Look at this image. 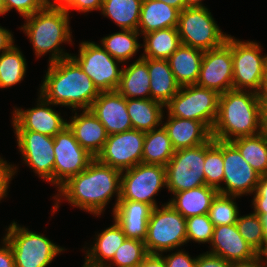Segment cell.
<instances>
[{
	"instance_id": "2e32d148",
	"label": "cell",
	"mask_w": 267,
	"mask_h": 267,
	"mask_svg": "<svg viewBox=\"0 0 267 267\" xmlns=\"http://www.w3.org/2000/svg\"><path fill=\"white\" fill-rule=\"evenodd\" d=\"M18 149L27 164L43 180L54 185V138L33 131H15Z\"/></svg>"
},
{
	"instance_id": "bcb514c9",
	"label": "cell",
	"mask_w": 267,
	"mask_h": 267,
	"mask_svg": "<svg viewBox=\"0 0 267 267\" xmlns=\"http://www.w3.org/2000/svg\"><path fill=\"white\" fill-rule=\"evenodd\" d=\"M196 267H236V265L207 251L197 256Z\"/></svg>"
},
{
	"instance_id": "5bb4252c",
	"label": "cell",
	"mask_w": 267,
	"mask_h": 267,
	"mask_svg": "<svg viewBox=\"0 0 267 267\" xmlns=\"http://www.w3.org/2000/svg\"><path fill=\"white\" fill-rule=\"evenodd\" d=\"M196 85L223 94L233 89L232 36L214 49L204 51Z\"/></svg>"
},
{
	"instance_id": "6f0895ef",
	"label": "cell",
	"mask_w": 267,
	"mask_h": 267,
	"mask_svg": "<svg viewBox=\"0 0 267 267\" xmlns=\"http://www.w3.org/2000/svg\"><path fill=\"white\" fill-rule=\"evenodd\" d=\"M265 237H266V245H265L264 250L259 254V256H260L259 262L264 264V265H267V234H265ZM263 256L265 259L263 258Z\"/></svg>"
},
{
	"instance_id": "f546056e",
	"label": "cell",
	"mask_w": 267,
	"mask_h": 267,
	"mask_svg": "<svg viewBox=\"0 0 267 267\" xmlns=\"http://www.w3.org/2000/svg\"><path fill=\"white\" fill-rule=\"evenodd\" d=\"M165 106L151 98L127 99V112L132 129L148 132L157 129L162 123Z\"/></svg>"
},
{
	"instance_id": "681fc988",
	"label": "cell",
	"mask_w": 267,
	"mask_h": 267,
	"mask_svg": "<svg viewBox=\"0 0 267 267\" xmlns=\"http://www.w3.org/2000/svg\"><path fill=\"white\" fill-rule=\"evenodd\" d=\"M14 45L13 34L0 26V54L9 50Z\"/></svg>"
},
{
	"instance_id": "d590c367",
	"label": "cell",
	"mask_w": 267,
	"mask_h": 267,
	"mask_svg": "<svg viewBox=\"0 0 267 267\" xmlns=\"http://www.w3.org/2000/svg\"><path fill=\"white\" fill-rule=\"evenodd\" d=\"M26 70V59L19 48L13 45L0 54V88L11 87L21 82Z\"/></svg>"
},
{
	"instance_id": "83f0119b",
	"label": "cell",
	"mask_w": 267,
	"mask_h": 267,
	"mask_svg": "<svg viewBox=\"0 0 267 267\" xmlns=\"http://www.w3.org/2000/svg\"><path fill=\"white\" fill-rule=\"evenodd\" d=\"M203 54L202 50L181 44L167 59L176 82L180 86L196 84Z\"/></svg>"
},
{
	"instance_id": "8d00e7d4",
	"label": "cell",
	"mask_w": 267,
	"mask_h": 267,
	"mask_svg": "<svg viewBox=\"0 0 267 267\" xmlns=\"http://www.w3.org/2000/svg\"><path fill=\"white\" fill-rule=\"evenodd\" d=\"M224 161L222 141L212 137L205 143V185L219 190L223 186ZM222 184V185H221Z\"/></svg>"
},
{
	"instance_id": "9a60e30c",
	"label": "cell",
	"mask_w": 267,
	"mask_h": 267,
	"mask_svg": "<svg viewBox=\"0 0 267 267\" xmlns=\"http://www.w3.org/2000/svg\"><path fill=\"white\" fill-rule=\"evenodd\" d=\"M145 132L131 129L107 136V140L96 159L120 171L142 163Z\"/></svg>"
},
{
	"instance_id": "9c48e42d",
	"label": "cell",
	"mask_w": 267,
	"mask_h": 267,
	"mask_svg": "<svg viewBox=\"0 0 267 267\" xmlns=\"http://www.w3.org/2000/svg\"><path fill=\"white\" fill-rule=\"evenodd\" d=\"M164 186H167L166 166L139 163L122 171L119 200L142 202L155 208L158 205L154 196Z\"/></svg>"
},
{
	"instance_id": "f907efd6",
	"label": "cell",
	"mask_w": 267,
	"mask_h": 267,
	"mask_svg": "<svg viewBox=\"0 0 267 267\" xmlns=\"http://www.w3.org/2000/svg\"><path fill=\"white\" fill-rule=\"evenodd\" d=\"M141 267H166L164 258L160 254H148Z\"/></svg>"
},
{
	"instance_id": "680465c9",
	"label": "cell",
	"mask_w": 267,
	"mask_h": 267,
	"mask_svg": "<svg viewBox=\"0 0 267 267\" xmlns=\"http://www.w3.org/2000/svg\"><path fill=\"white\" fill-rule=\"evenodd\" d=\"M7 13L6 7L4 5V1L0 0V15H4Z\"/></svg>"
},
{
	"instance_id": "f1b7e54d",
	"label": "cell",
	"mask_w": 267,
	"mask_h": 267,
	"mask_svg": "<svg viewBox=\"0 0 267 267\" xmlns=\"http://www.w3.org/2000/svg\"><path fill=\"white\" fill-rule=\"evenodd\" d=\"M117 91L126 99L151 98L147 58L140 56L134 63L122 68Z\"/></svg>"
},
{
	"instance_id": "484cf974",
	"label": "cell",
	"mask_w": 267,
	"mask_h": 267,
	"mask_svg": "<svg viewBox=\"0 0 267 267\" xmlns=\"http://www.w3.org/2000/svg\"><path fill=\"white\" fill-rule=\"evenodd\" d=\"M217 193L216 188L202 185L174 193V197L167 203L187 219L192 216L208 214L212 200Z\"/></svg>"
},
{
	"instance_id": "3957f363",
	"label": "cell",
	"mask_w": 267,
	"mask_h": 267,
	"mask_svg": "<svg viewBox=\"0 0 267 267\" xmlns=\"http://www.w3.org/2000/svg\"><path fill=\"white\" fill-rule=\"evenodd\" d=\"M261 132L262 115L257 93L232 89L219 96L218 115L211 130L213 139L231 142Z\"/></svg>"
},
{
	"instance_id": "6125c7cd",
	"label": "cell",
	"mask_w": 267,
	"mask_h": 267,
	"mask_svg": "<svg viewBox=\"0 0 267 267\" xmlns=\"http://www.w3.org/2000/svg\"><path fill=\"white\" fill-rule=\"evenodd\" d=\"M250 267H267V265H264V264L258 262V263L254 264V265H250Z\"/></svg>"
},
{
	"instance_id": "c3c4849f",
	"label": "cell",
	"mask_w": 267,
	"mask_h": 267,
	"mask_svg": "<svg viewBox=\"0 0 267 267\" xmlns=\"http://www.w3.org/2000/svg\"><path fill=\"white\" fill-rule=\"evenodd\" d=\"M0 247V267H15L14 256L9 243L3 238Z\"/></svg>"
},
{
	"instance_id": "db71d44e",
	"label": "cell",
	"mask_w": 267,
	"mask_h": 267,
	"mask_svg": "<svg viewBox=\"0 0 267 267\" xmlns=\"http://www.w3.org/2000/svg\"><path fill=\"white\" fill-rule=\"evenodd\" d=\"M72 0H45V4L52 8H65Z\"/></svg>"
},
{
	"instance_id": "277c9868",
	"label": "cell",
	"mask_w": 267,
	"mask_h": 267,
	"mask_svg": "<svg viewBox=\"0 0 267 267\" xmlns=\"http://www.w3.org/2000/svg\"><path fill=\"white\" fill-rule=\"evenodd\" d=\"M25 20L21 30L30 39L37 58L49 52V63H52L71 56L60 47L65 42L72 44L69 14L64 8L45 6Z\"/></svg>"
},
{
	"instance_id": "f5cc1de1",
	"label": "cell",
	"mask_w": 267,
	"mask_h": 267,
	"mask_svg": "<svg viewBox=\"0 0 267 267\" xmlns=\"http://www.w3.org/2000/svg\"><path fill=\"white\" fill-rule=\"evenodd\" d=\"M157 1H162L165 4H168L169 6L178 9L180 12L186 8L185 0H157Z\"/></svg>"
},
{
	"instance_id": "e0dca14e",
	"label": "cell",
	"mask_w": 267,
	"mask_h": 267,
	"mask_svg": "<svg viewBox=\"0 0 267 267\" xmlns=\"http://www.w3.org/2000/svg\"><path fill=\"white\" fill-rule=\"evenodd\" d=\"M222 155L225 185L218 190V193L239 197L254 193L260 175L243 159L231 142L222 141Z\"/></svg>"
},
{
	"instance_id": "ee69618b",
	"label": "cell",
	"mask_w": 267,
	"mask_h": 267,
	"mask_svg": "<svg viewBox=\"0 0 267 267\" xmlns=\"http://www.w3.org/2000/svg\"><path fill=\"white\" fill-rule=\"evenodd\" d=\"M166 267H196V258H192L187 252L179 250L178 252L163 256Z\"/></svg>"
},
{
	"instance_id": "b9f144b4",
	"label": "cell",
	"mask_w": 267,
	"mask_h": 267,
	"mask_svg": "<svg viewBox=\"0 0 267 267\" xmlns=\"http://www.w3.org/2000/svg\"><path fill=\"white\" fill-rule=\"evenodd\" d=\"M3 1L7 12H9L11 9L17 10V12L23 18L42 10L46 6L45 0H3Z\"/></svg>"
},
{
	"instance_id": "836d02e7",
	"label": "cell",
	"mask_w": 267,
	"mask_h": 267,
	"mask_svg": "<svg viewBox=\"0 0 267 267\" xmlns=\"http://www.w3.org/2000/svg\"><path fill=\"white\" fill-rule=\"evenodd\" d=\"M231 143L260 176L267 175V135L263 132L234 139Z\"/></svg>"
},
{
	"instance_id": "ab89813d",
	"label": "cell",
	"mask_w": 267,
	"mask_h": 267,
	"mask_svg": "<svg viewBox=\"0 0 267 267\" xmlns=\"http://www.w3.org/2000/svg\"><path fill=\"white\" fill-rule=\"evenodd\" d=\"M148 255L145 243L138 239L126 238L122 245L115 252L110 264L105 267H134L140 265Z\"/></svg>"
},
{
	"instance_id": "4fadbf2b",
	"label": "cell",
	"mask_w": 267,
	"mask_h": 267,
	"mask_svg": "<svg viewBox=\"0 0 267 267\" xmlns=\"http://www.w3.org/2000/svg\"><path fill=\"white\" fill-rule=\"evenodd\" d=\"M53 138L54 185L59 188L71 177L85 170L94 157L77 142L68 126Z\"/></svg>"
},
{
	"instance_id": "9f6ffc18",
	"label": "cell",
	"mask_w": 267,
	"mask_h": 267,
	"mask_svg": "<svg viewBox=\"0 0 267 267\" xmlns=\"http://www.w3.org/2000/svg\"><path fill=\"white\" fill-rule=\"evenodd\" d=\"M203 0H185L187 7H205L202 3Z\"/></svg>"
},
{
	"instance_id": "816d5d0a",
	"label": "cell",
	"mask_w": 267,
	"mask_h": 267,
	"mask_svg": "<svg viewBox=\"0 0 267 267\" xmlns=\"http://www.w3.org/2000/svg\"><path fill=\"white\" fill-rule=\"evenodd\" d=\"M260 105H267V81H262L260 89L257 92Z\"/></svg>"
},
{
	"instance_id": "52a82bcc",
	"label": "cell",
	"mask_w": 267,
	"mask_h": 267,
	"mask_svg": "<svg viewBox=\"0 0 267 267\" xmlns=\"http://www.w3.org/2000/svg\"><path fill=\"white\" fill-rule=\"evenodd\" d=\"M219 96L216 91L196 84L181 86L165 105L167 116L200 121L211 131L218 115Z\"/></svg>"
},
{
	"instance_id": "44dd1931",
	"label": "cell",
	"mask_w": 267,
	"mask_h": 267,
	"mask_svg": "<svg viewBox=\"0 0 267 267\" xmlns=\"http://www.w3.org/2000/svg\"><path fill=\"white\" fill-rule=\"evenodd\" d=\"M67 122L77 142L94 158L102 150L107 133L103 124L90 109H83L80 115H75Z\"/></svg>"
},
{
	"instance_id": "7a4b0ae2",
	"label": "cell",
	"mask_w": 267,
	"mask_h": 267,
	"mask_svg": "<svg viewBox=\"0 0 267 267\" xmlns=\"http://www.w3.org/2000/svg\"><path fill=\"white\" fill-rule=\"evenodd\" d=\"M39 91L54 106H69L74 112L90 109L100 94L90 77L71 56L49 63Z\"/></svg>"
},
{
	"instance_id": "ac0fdd59",
	"label": "cell",
	"mask_w": 267,
	"mask_h": 267,
	"mask_svg": "<svg viewBox=\"0 0 267 267\" xmlns=\"http://www.w3.org/2000/svg\"><path fill=\"white\" fill-rule=\"evenodd\" d=\"M212 248L208 253L222 257L236 266H250L259 262V254L238 232L236 224L214 227Z\"/></svg>"
},
{
	"instance_id": "603a6c76",
	"label": "cell",
	"mask_w": 267,
	"mask_h": 267,
	"mask_svg": "<svg viewBox=\"0 0 267 267\" xmlns=\"http://www.w3.org/2000/svg\"><path fill=\"white\" fill-rule=\"evenodd\" d=\"M162 126L175 151L202 145L212 137L211 131L202 122L192 119L168 116Z\"/></svg>"
},
{
	"instance_id": "d4e9b609",
	"label": "cell",
	"mask_w": 267,
	"mask_h": 267,
	"mask_svg": "<svg viewBox=\"0 0 267 267\" xmlns=\"http://www.w3.org/2000/svg\"><path fill=\"white\" fill-rule=\"evenodd\" d=\"M180 11L162 1L143 0L138 24L141 35L151 31L177 28Z\"/></svg>"
},
{
	"instance_id": "7dc6e473",
	"label": "cell",
	"mask_w": 267,
	"mask_h": 267,
	"mask_svg": "<svg viewBox=\"0 0 267 267\" xmlns=\"http://www.w3.org/2000/svg\"><path fill=\"white\" fill-rule=\"evenodd\" d=\"M103 0H72L64 9L69 14L73 9L79 12L101 11Z\"/></svg>"
},
{
	"instance_id": "11a10c76",
	"label": "cell",
	"mask_w": 267,
	"mask_h": 267,
	"mask_svg": "<svg viewBox=\"0 0 267 267\" xmlns=\"http://www.w3.org/2000/svg\"><path fill=\"white\" fill-rule=\"evenodd\" d=\"M261 106V115H262V132L267 135V105Z\"/></svg>"
},
{
	"instance_id": "ba28073f",
	"label": "cell",
	"mask_w": 267,
	"mask_h": 267,
	"mask_svg": "<svg viewBox=\"0 0 267 267\" xmlns=\"http://www.w3.org/2000/svg\"><path fill=\"white\" fill-rule=\"evenodd\" d=\"M182 45L208 51L223 45V34L207 7H187L179 14L177 25Z\"/></svg>"
},
{
	"instance_id": "ffe728a7",
	"label": "cell",
	"mask_w": 267,
	"mask_h": 267,
	"mask_svg": "<svg viewBox=\"0 0 267 267\" xmlns=\"http://www.w3.org/2000/svg\"><path fill=\"white\" fill-rule=\"evenodd\" d=\"M90 110L105 127L107 135L122 133L132 129L127 112V99L117 90L100 92Z\"/></svg>"
},
{
	"instance_id": "60d3db41",
	"label": "cell",
	"mask_w": 267,
	"mask_h": 267,
	"mask_svg": "<svg viewBox=\"0 0 267 267\" xmlns=\"http://www.w3.org/2000/svg\"><path fill=\"white\" fill-rule=\"evenodd\" d=\"M214 225L208 214L192 216L186 219L187 242L193 240L197 243H210Z\"/></svg>"
},
{
	"instance_id": "1f68e13d",
	"label": "cell",
	"mask_w": 267,
	"mask_h": 267,
	"mask_svg": "<svg viewBox=\"0 0 267 267\" xmlns=\"http://www.w3.org/2000/svg\"><path fill=\"white\" fill-rule=\"evenodd\" d=\"M175 150L167 131L161 127L145 132L142 163L166 166Z\"/></svg>"
},
{
	"instance_id": "7402d4cb",
	"label": "cell",
	"mask_w": 267,
	"mask_h": 267,
	"mask_svg": "<svg viewBox=\"0 0 267 267\" xmlns=\"http://www.w3.org/2000/svg\"><path fill=\"white\" fill-rule=\"evenodd\" d=\"M152 207L146 203L119 200L113 213L114 221L122 228L126 238L145 241Z\"/></svg>"
},
{
	"instance_id": "8992f818",
	"label": "cell",
	"mask_w": 267,
	"mask_h": 267,
	"mask_svg": "<svg viewBox=\"0 0 267 267\" xmlns=\"http://www.w3.org/2000/svg\"><path fill=\"white\" fill-rule=\"evenodd\" d=\"M148 254H163L187 244L186 219L169 203L152 209L144 241Z\"/></svg>"
},
{
	"instance_id": "d6986e66",
	"label": "cell",
	"mask_w": 267,
	"mask_h": 267,
	"mask_svg": "<svg viewBox=\"0 0 267 267\" xmlns=\"http://www.w3.org/2000/svg\"><path fill=\"white\" fill-rule=\"evenodd\" d=\"M51 105L53 104L39 95L36 107L26 110L16 108L12 118L14 131H33L54 137L67 126V120L52 109Z\"/></svg>"
},
{
	"instance_id": "74e56055",
	"label": "cell",
	"mask_w": 267,
	"mask_h": 267,
	"mask_svg": "<svg viewBox=\"0 0 267 267\" xmlns=\"http://www.w3.org/2000/svg\"><path fill=\"white\" fill-rule=\"evenodd\" d=\"M236 198L240 197L217 193L208 211L209 219L214 227L236 224L239 217V209L234 202Z\"/></svg>"
},
{
	"instance_id": "7bdbcfd3",
	"label": "cell",
	"mask_w": 267,
	"mask_h": 267,
	"mask_svg": "<svg viewBox=\"0 0 267 267\" xmlns=\"http://www.w3.org/2000/svg\"><path fill=\"white\" fill-rule=\"evenodd\" d=\"M252 200L254 213L262 217L267 214V175L260 176Z\"/></svg>"
},
{
	"instance_id": "cb8c5ba5",
	"label": "cell",
	"mask_w": 267,
	"mask_h": 267,
	"mask_svg": "<svg viewBox=\"0 0 267 267\" xmlns=\"http://www.w3.org/2000/svg\"><path fill=\"white\" fill-rule=\"evenodd\" d=\"M95 237L94 245L86 250L85 267H105L111 261L115 252L126 239L122 228L114 221V224Z\"/></svg>"
},
{
	"instance_id": "94428289",
	"label": "cell",
	"mask_w": 267,
	"mask_h": 267,
	"mask_svg": "<svg viewBox=\"0 0 267 267\" xmlns=\"http://www.w3.org/2000/svg\"><path fill=\"white\" fill-rule=\"evenodd\" d=\"M263 81H267V59H266V62H265V71H264V79Z\"/></svg>"
},
{
	"instance_id": "6da1fadb",
	"label": "cell",
	"mask_w": 267,
	"mask_h": 267,
	"mask_svg": "<svg viewBox=\"0 0 267 267\" xmlns=\"http://www.w3.org/2000/svg\"><path fill=\"white\" fill-rule=\"evenodd\" d=\"M121 174L119 169L94 158L85 170L57 188L59 193L54 197L56 203L52 208L53 213L59 208L60 198L64 197L72 206L98 217L116 194L114 211L120 199Z\"/></svg>"
},
{
	"instance_id": "4dcf8cb0",
	"label": "cell",
	"mask_w": 267,
	"mask_h": 267,
	"mask_svg": "<svg viewBox=\"0 0 267 267\" xmlns=\"http://www.w3.org/2000/svg\"><path fill=\"white\" fill-rule=\"evenodd\" d=\"M142 58L167 60L181 45L177 28H165L143 35Z\"/></svg>"
},
{
	"instance_id": "4316f807",
	"label": "cell",
	"mask_w": 267,
	"mask_h": 267,
	"mask_svg": "<svg viewBox=\"0 0 267 267\" xmlns=\"http://www.w3.org/2000/svg\"><path fill=\"white\" fill-rule=\"evenodd\" d=\"M147 67L151 99L165 106L178 93L181 86L176 82L168 60L147 58Z\"/></svg>"
},
{
	"instance_id": "d6a6232c",
	"label": "cell",
	"mask_w": 267,
	"mask_h": 267,
	"mask_svg": "<svg viewBox=\"0 0 267 267\" xmlns=\"http://www.w3.org/2000/svg\"><path fill=\"white\" fill-rule=\"evenodd\" d=\"M143 0H103L101 14L109 17L122 30L138 31Z\"/></svg>"
},
{
	"instance_id": "f6af8a7d",
	"label": "cell",
	"mask_w": 267,
	"mask_h": 267,
	"mask_svg": "<svg viewBox=\"0 0 267 267\" xmlns=\"http://www.w3.org/2000/svg\"><path fill=\"white\" fill-rule=\"evenodd\" d=\"M17 167L0 157V200L8 195L9 183L17 172Z\"/></svg>"
},
{
	"instance_id": "f35d334b",
	"label": "cell",
	"mask_w": 267,
	"mask_h": 267,
	"mask_svg": "<svg viewBox=\"0 0 267 267\" xmlns=\"http://www.w3.org/2000/svg\"><path fill=\"white\" fill-rule=\"evenodd\" d=\"M236 226L244 240L260 254L266 245V237L261 217L254 212L239 216Z\"/></svg>"
},
{
	"instance_id": "5b68a950",
	"label": "cell",
	"mask_w": 267,
	"mask_h": 267,
	"mask_svg": "<svg viewBox=\"0 0 267 267\" xmlns=\"http://www.w3.org/2000/svg\"><path fill=\"white\" fill-rule=\"evenodd\" d=\"M4 239L9 243L15 267H48L55 256L65 250L40 233L12 222Z\"/></svg>"
},
{
	"instance_id": "91938a15",
	"label": "cell",
	"mask_w": 267,
	"mask_h": 267,
	"mask_svg": "<svg viewBox=\"0 0 267 267\" xmlns=\"http://www.w3.org/2000/svg\"><path fill=\"white\" fill-rule=\"evenodd\" d=\"M261 219H262V223H263V227H264V232H265V234H267V214L263 215L261 217Z\"/></svg>"
},
{
	"instance_id": "8fae6325",
	"label": "cell",
	"mask_w": 267,
	"mask_h": 267,
	"mask_svg": "<svg viewBox=\"0 0 267 267\" xmlns=\"http://www.w3.org/2000/svg\"><path fill=\"white\" fill-rule=\"evenodd\" d=\"M204 165L205 143L175 151L166 165V188L174 194L205 185Z\"/></svg>"
},
{
	"instance_id": "7c38bea8",
	"label": "cell",
	"mask_w": 267,
	"mask_h": 267,
	"mask_svg": "<svg viewBox=\"0 0 267 267\" xmlns=\"http://www.w3.org/2000/svg\"><path fill=\"white\" fill-rule=\"evenodd\" d=\"M254 41L232 37L233 89L257 93L264 79L266 56Z\"/></svg>"
},
{
	"instance_id": "e575fe53",
	"label": "cell",
	"mask_w": 267,
	"mask_h": 267,
	"mask_svg": "<svg viewBox=\"0 0 267 267\" xmlns=\"http://www.w3.org/2000/svg\"><path fill=\"white\" fill-rule=\"evenodd\" d=\"M140 33L135 30H122L110 34L101 39V46L116 60L121 63L127 62L132 58L138 49L142 46L139 44L138 37Z\"/></svg>"
},
{
	"instance_id": "30bf717a",
	"label": "cell",
	"mask_w": 267,
	"mask_h": 267,
	"mask_svg": "<svg viewBox=\"0 0 267 267\" xmlns=\"http://www.w3.org/2000/svg\"><path fill=\"white\" fill-rule=\"evenodd\" d=\"M71 57L100 92L118 89L122 69L117 64L121 62L113 58L101 45L90 41L81 42L79 54Z\"/></svg>"
}]
</instances>
